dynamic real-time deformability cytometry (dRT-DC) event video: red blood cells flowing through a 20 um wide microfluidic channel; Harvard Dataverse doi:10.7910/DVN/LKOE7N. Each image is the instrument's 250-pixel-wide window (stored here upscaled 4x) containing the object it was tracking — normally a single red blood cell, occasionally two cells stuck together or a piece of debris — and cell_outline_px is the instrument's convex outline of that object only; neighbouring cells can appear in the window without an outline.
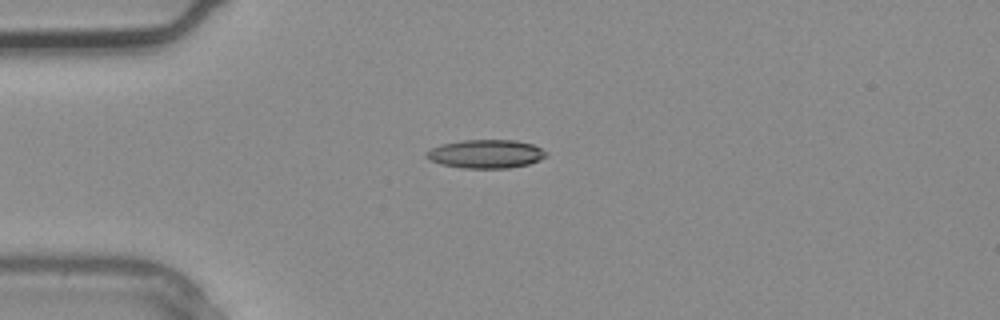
{"species": "common noctule bat (a hibernating species)", "species_latin": "Nyctalus noctula", "temperature_condition": "warm", "stored_images_in_passage": 2, "camera_frame_rate_fps": 3000, "um_per_image_px": 0.085, "animal": {"sex": "male", "body_mass_g": 20.4}, "frame": {"image": 1, "passage_image": 2, "time_ms": 0.333, "image_size_px": [1000, 320], "cell_outline_px": [[548, 156], [540, 160], [528, 164], [508, 168], [464, 168], [440, 164], [428, 160], [424, 156], [424, 152], [440, 144], [460, 140], [516, 140], [532, 144], [548, 152]], "centroid_in_image_um": [41.27, 13.08], "position_along_channel_um": 43.7, "area_um2": 20.17}}